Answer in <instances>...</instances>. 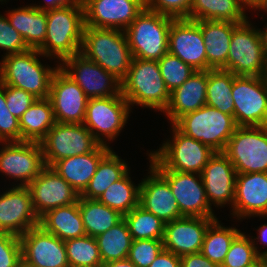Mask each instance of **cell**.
I'll list each match as a JSON object with an SVG mask.
<instances>
[{
    "label": "cell",
    "instance_id": "cell-34",
    "mask_svg": "<svg viewBox=\"0 0 267 267\" xmlns=\"http://www.w3.org/2000/svg\"><path fill=\"white\" fill-rule=\"evenodd\" d=\"M79 210L86 235L97 237L123 219L118 211L111 209L97 199L79 197Z\"/></svg>",
    "mask_w": 267,
    "mask_h": 267
},
{
    "label": "cell",
    "instance_id": "cell-11",
    "mask_svg": "<svg viewBox=\"0 0 267 267\" xmlns=\"http://www.w3.org/2000/svg\"><path fill=\"white\" fill-rule=\"evenodd\" d=\"M46 167L40 143L0 142V176L11 186H28Z\"/></svg>",
    "mask_w": 267,
    "mask_h": 267
},
{
    "label": "cell",
    "instance_id": "cell-35",
    "mask_svg": "<svg viewBox=\"0 0 267 267\" xmlns=\"http://www.w3.org/2000/svg\"><path fill=\"white\" fill-rule=\"evenodd\" d=\"M130 171L112 183L97 199L123 216L139 205L141 180L136 184Z\"/></svg>",
    "mask_w": 267,
    "mask_h": 267
},
{
    "label": "cell",
    "instance_id": "cell-1",
    "mask_svg": "<svg viewBox=\"0 0 267 267\" xmlns=\"http://www.w3.org/2000/svg\"><path fill=\"white\" fill-rule=\"evenodd\" d=\"M46 16V37L38 50L59 64L80 53L85 28L82 0L75 5L47 10Z\"/></svg>",
    "mask_w": 267,
    "mask_h": 267
},
{
    "label": "cell",
    "instance_id": "cell-13",
    "mask_svg": "<svg viewBox=\"0 0 267 267\" xmlns=\"http://www.w3.org/2000/svg\"><path fill=\"white\" fill-rule=\"evenodd\" d=\"M231 93L237 126H267V82L264 76H235Z\"/></svg>",
    "mask_w": 267,
    "mask_h": 267
},
{
    "label": "cell",
    "instance_id": "cell-46",
    "mask_svg": "<svg viewBox=\"0 0 267 267\" xmlns=\"http://www.w3.org/2000/svg\"><path fill=\"white\" fill-rule=\"evenodd\" d=\"M22 248L20 237L0 232V267H20Z\"/></svg>",
    "mask_w": 267,
    "mask_h": 267
},
{
    "label": "cell",
    "instance_id": "cell-32",
    "mask_svg": "<svg viewBox=\"0 0 267 267\" xmlns=\"http://www.w3.org/2000/svg\"><path fill=\"white\" fill-rule=\"evenodd\" d=\"M240 0H192L190 20L229 21L241 24L250 16Z\"/></svg>",
    "mask_w": 267,
    "mask_h": 267
},
{
    "label": "cell",
    "instance_id": "cell-36",
    "mask_svg": "<svg viewBox=\"0 0 267 267\" xmlns=\"http://www.w3.org/2000/svg\"><path fill=\"white\" fill-rule=\"evenodd\" d=\"M219 219H215L207 228L200 252L221 267L231 243L241 230L234 224L225 227V223H221Z\"/></svg>",
    "mask_w": 267,
    "mask_h": 267
},
{
    "label": "cell",
    "instance_id": "cell-54",
    "mask_svg": "<svg viewBox=\"0 0 267 267\" xmlns=\"http://www.w3.org/2000/svg\"><path fill=\"white\" fill-rule=\"evenodd\" d=\"M253 11L254 12L251 13L252 15L253 13H256L257 14L256 16H258V18H261V21L265 22L266 21L265 19H267V0H263ZM259 13H263V14H259Z\"/></svg>",
    "mask_w": 267,
    "mask_h": 267
},
{
    "label": "cell",
    "instance_id": "cell-51",
    "mask_svg": "<svg viewBox=\"0 0 267 267\" xmlns=\"http://www.w3.org/2000/svg\"><path fill=\"white\" fill-rule=\"evenodd\" d=\"M254 229L257 231V232L255 231V233H257V235L252 236V233H250L249 237L251 238V241L254 245V248H255L257 255L260 256L261 254H263L264 252L267 251V223H265V222L261 223L260 226H257ZM264 247H265V249H264Z\"/></svg>",
    "mask_w": 267,
    "mask_h": 267
},
{
    "label": "cell",
    "instance_id": "cell-20",
    "mask_svg": "<svg viewBox=\"0 0 267 267\" xmlns=\"http://www.w3.org/2000/svg\"><path fill=\"white\" fill-rule=\"evenodd\" d=\"M49 99L56 122L83 124L89 98L60 68L52 77Z\"/></svg>",
    "mask_w": 267,
    "mask_h": 267
},
{
    "label": "cell",
    "instance_id": "cell-19",
    "mask_svg": "<svg viewBox=\"0 0 267 267\" xmlns=\"http://www.w3.org/2000/svg\"><path fill=\"white\" fill-rule=\"evenodd\" d=\"M206 197L214 210L226 206L232 210L235 199L237 172L234 165L223 152H215L201 173Z\"/></svg>",
    "mask_w": 267,
    "mask_h": 267
},
{
    "label": "cell",
    "instance_id": "cell-31",
    "mask_svg": "<svg viewBox=\"0 0 267 267\" xmlns=\"http://www.w3.org/2000/svg\"><path fill=\"white\" fill-rule=\"evenodd\" d=\"M55 123L50 99H37L19 119L21 142L40 143Z\"/></svg>",
    "mask_w": 267,
    "mask_h": 267
},
{
    "label": "cell",
    "instance_id": "cell-62",
    "mask_svg": "<svg viewBox=\"0 0 267 267\" xmlns=\"http://www.w3.org/2000/svg\"><path fill=\"white\" fill-rule=\"evenodd\" d=\"M69 267H85V266H69Z\"/></svg>",
    "mask_w": 267,
    "mask_h": 267
},
{
    "label": "cell",
    "instance_id": "cell-45",
    "mask_svg": "<svg viewBox=\"0 0 267 267\" xmlns=\"http://www.w3.org/2000/svg\"><path fill=\"white\" fill-rule=\"evenodd\" d=\"M0 49L4 56L29 50L20 33L9 23L6 14H0Z\"/></svg>",
    "mask_w": 267,
    "mask_h": 267
},
{
    "label": "cell",
    "instance_id": "cell-50",
    "mask_svg": "<svg viewBox=\"0 0 267 267\" xmlns=\"http://www.w3.org/2000/svg\"><path fill=\"white\" fill-rule=\"evenodd\" d=\"M148 267H181L180 256L163 249Z\"/></svg>",
    "mask_w": 267,
    "mask_h": 267
},
{
    "label": "cell",
    "instance_id": "cell-16",
    "mask_svg": "<svg viewBox=\"0 0 267 267\" xmlns=\"http://www.w3.org/2000/svg\"><path fill=\"white\" fill-rule=\"evenodd\" d=\"M5 186V190L1 188L0 191V232L20 237L29 229L39 226V217L33 210L27 186H10L6 183Z\"/></svg>",
    "mask_w": 267,
    "mask_h": 267
},
{
    "label": "cell",
    "instance_id": "cell-33",
    "mask_svg": "<svg viewBox=\"0 0 267 267\" xmlns=\"http://www.w3.org/2000/svg\"><path fill=\"white\" fill-rule=\"evenodd\" d=\"M130 169L128 161L123 160L112 148L100 160L95 174L80 197L98 199L112 183L121 179Z\"/></svg>",
    "mask_w": 267,
    "mask_h": 267
},
{
    "label": "cell",
    "instance_id": "cell-25",
    "mask_svg": "<svg viewBox=\"0 0 267 267\" xmlns=\"http://www.w3.org/2000/svg\"><path fill=\"white\" fill-rule=\"evenodd\" d=\"M218 217H182L165 224L164 250L178 256L199 253L205 232Z\"/></svg>",
    "mask_w": 267,
    "mask_h": 267
},
{
    "label": "cell",
    "instance_id": "cell-53",
    "mask_svg": "<svg viewBox=\"0 0 267 267\" xmlns=\"http://www.w3.org/2000/svg\"><path fill=\"white\" fill-rule=\"evenodd\" d=\"M101 267H137V266L127 258L123 260L103 263Z\"/></svg>",
    "mask_w": 267,
    "mask_h": 267
},
{
    "label": "cell",
    "instance_id": "cell-18",
    "mask_svg": "<svg viewBox=\"0 0 267 267\" xmlns=\"http://www.w3.org/2000/svg\"><path fill=\"white\" fill-rule=\"evenodd\" d=\"M231 221L267 218V173H237ZM237 219V220H236Z\"/></svg>",
    "mask_w": 267,
    "mask_h": 267
},
{
    "label": "cell",
    "instance_id": "cell-27",
    "mask_svg": "<svg viewBox=\"0 0 267 267\" xmlns=\"http://www.w3.org/2000/svg\"><path fill=\"white\" fill-rule=\"evenodd\" d=\"M112 147L100 144L93 152L56 161L51 168L81 195L96 172L100 160Z\"/></svg>",
    "mask_w": 267,
    "mask_h": 267
},
{
    "label": "cell",
    "instance_id": "cell-23",
    "mask_svg": "<svg viewBox=\"0 0 267 267\" xmlns=\"http://www.w3.org/2000/svg\"><path fill=\"white\" fill-rule=\"evenodd\" d=\"M168 52L195 70H207L206 49L198 21L174 19L168 39Z\"/></svg>",
    "mask_w": 267,
    "mask_h": 267
},
{
    "label": "cell",
    "instance_id": "cell-55",
    "mask_svg": "<svg viewBox=\"0 0 267 267\" xmlns=\"http://www.w3.org/2000/svg\"><path fill=\"white\" fill-rule=\"evenodd\" d=\"M263 0H240L248 12H252Z\"/></svg>",
    "mask_w": 267,
    "mask_h": 267
},
{
    "label": "cell",
    "instance_id": "cell-7",
    "mask_svg": "<svg viewBox=\"0 0 267 267\" xmlns=\"http://www.w3.org/2000/svg\"><path fill=\"white\" fill-rule=\"evenodd\" d=\"M174 125L185 135L209 146L215 152L224 151L237 128L232 115L208 105L184 114Z\"/></svg>",
    "mask_w": 267,
    "mask_h": 267
},
{
    "label": "cell",
    "instance_id": "cell-38",
    "mask_svg": "<svg viewBox=\"0 0 267 267\" xmlns=\"http://www.w3.org/2000/svg\"><path fill=\"white\" fill-rule=\"evenodd\" d=\"M95 238L102 263L128 258L133 238L124 218L115 226Z\"/></svg>",
    "mask_w": 267,
    "mask_h": 267
},
{
    "label": "cell",
    "instance_id": "cell-12",
    "mask_svg": "<svg viewBox=\"0 0 267 267\" xmlns=\"http://www.w3.org/2000/svg\"><path fill=\"white\" fill-rule=\"evenodd\" d=\"M40 144L47 167L63 158L93 152L100 145L83 124L59 122L47 132Z\"/></svg>",
    "mask_w": 267,
    "mask_h": 267
},
{
    "label": "cell",
    "instance_id": "cell-61",
    "mask_svg": "<svg viewBox=\"0 0 267 267\" xmlns=\"http://www.w3.org/2000/svg\"><path fill=\"white\" fill-rule=\"evenodd\" d=\"M265 79H266V82H267V68H266V72H265Z\"/></svg>",
    "mask_w": 267,
    "mask_h": 267
},
{
    "label": "cell",
    "instance_id": "cell-60",
    "mask_svg": "<svg viewBox=\"0 0 267 267\" xmlns=\"http://www.w3.org/2000/svg\"><path fill=\"white\" fill-rule=\"evenodd\" d=\"M9 0H0V4L2 3V4H6L7 5V3L6 2H8Z\"/></svg>",
    "mask_w": 267,
    "mask_h": 267
},
{
    "label": "cell",
    "instance_id": "cell-14",
    "mask_svg": "<svg viewBox=\"0 0 267 267\" xmlns=\"http://www.w3.org/2000/svg\"><path fill=\"white\" fill-rule=\"evenodd\" d=\"M59 68L79 85L89 99L121 93V81L81 53L64 59Z\"/></svg>",
    "mask_w": 267,
    "mask_h": 267
},
{
    "label": "cell",
    "instance_id": "cell-21",
    "mask_svg": "<svg viewBox=\"0 0 267 267\" xmlns=\"http://www.w3.org/2000/svg\"><path fill=\"white\" fill-rule=\"evenodd\" d=\"M22 261L36 267H69L65 242L40 225L20 236Z\"/></svg>",
    "mask_w": 267,
    "mask_h": 267
},
{
    "label": "cell",
    "instance_id": "cell-17",
    "mask_svg": "<svg viewBox=\"0 0 267 267\" xmlns=\"http://www.w3.org/2000/svg\"><path fill=\"white\" fill-rule=\"evenodd\" d=\"M85 26L125 31L146 7V0H82Z\"/></svg>",
    "mask_w": 267,
    "mask_h": 267
},
{
    "label": "cell",
    "instance_id": "cell-30",
    "mask_svg": "<svg viewBox=\"0 0 267 267\" xmlns=\"http://www.w3.org/2000/svg\"><path fill=\"white\" fill-rule=\"evenodd\" d=\"M39 225L63 241L86 235L79 210V200L70 205L48 210L39 218Z\"/></svg>",
    "mask_w": 267,
    "mask_h": 267
},
{
    "label": "cell",
    "instance_id": "cell-22",
    "mask_svg": "<svg viewBox=\"0 0 267 267\" xmlns=\"http://www.w3.org/2000/svg\"><path fill=\"white\" fill-rule=\"evenodd\" d=\"M27 187L33 210L39 218L48 210L76 203L80 197L51 167H46Z\"/></svg>",
    "mask_w": 267,
    "mask_h": 267
},
{
    "label": "cell",
    "instance_id": "cell-3",
    "mask_svg": "<svg viewBox=\"0 0 267 267\" xmlns=\"http://www.w3.org/2000/svg\"><path fill=\"white\" fill-rule=\"evenodd\" d=\"M160 144L159 149L147 150L146 156L155 170H173L201 174L210 157L215 153L209 146L182 133L174 124ZM150 151V152H149Z\"/></svg>",
    "mask_w": 267,
    "mask_h": 267
},
{
    "label": "cell",
    "instance_id": "cell-59",
    "mask_svg": "<svg viewBox=\"0 0 267 267\" xmlns=\"http://www.w3.org/2000/svg\"><path fill=\"white\" fill-rule=\"evenodd\" d=\"M20 267H36V266H32V265L25 264V263L22 261Z\"/></svg>",
    "mask_w": 267,
    "mask_h": 267
},
{
    "label": "cell",
    "instance_id": "cell-5",
    "mask_svg": "<svg viewBox=\"0 0 267 267\" xmlns=\"http://www.w3.org/2000/svg\"><path fill=\"white\" fill-rule=\"evenodd\" d=\"M81 54L94 61L121 82L133 59L124 31L85 26Z\"/></svg>",
    "mask_w": 267,
    "mask_h": 267
},
{
    "label": "cell",
    "instance_id": "cell-58",
    "mask_svg": "<svg viewBox=\"0 0 267 267\" xmlns=\"http://www.w3.org/2000/svg\"><path fill=\"white\" fill-rule=\"evenodd\" d=\"M249 267H263V265H262L261 261L258 260L256 263H254L253 265H251Z\"/></svg>",
    "mask_w": 267,
    "mask_h": 267
},
{
    "label": "cell",
    "instance_id": "cell-4",
    "mask_svg": "<svg viewBox=\"0 0 267 267\" xmlns=\"http://www.w3.org/2000/svg\"><path fill=\"white\" fill-rule=\"evenodd\" d=\"M121 93L132 110L134 106H140L163 113L170 101V92L157 60L133 58L128 74L121 82Z\"/></svg>",
    "mask_w": 267,
    "mask_h": 267
},
{
    "label": "cell",
    "instance_id": "cell-47",
    "mask_svg": "<svg viewBox=\"0 0 267 267\" xmlns=\"http://www.w3.org/2000/svg\"><path fill=\"white\" fill-rule=\"evenodd\" d=\"M192 0H146V7L173 19H190Z\"/></svg>",
    "mask_w": 267,
    "mask_h": 267
},
{
    "label": "cell",
    "instance_id": "cell-43",
    "mask_svg": "<svg viewBox=\"0 0 267 267\" xmlns=\"http://www.w3.org/2000/svg\"><path fill=\"white\" fill-rule=\"evenodd\" d=\"M164 249L163 241L156 239L133 240L128 259L137 267H148Z\"/></svg>",
    "mask_w": 267,
    "mask_h": 267
},
{
    "label": "cell",
    "instance_id": "cell-15",
    "mask_svg": "<svg viewBox=\"0 0 267 267\" xmlns=\"http://www.w3.org/2000/svg\"><path fill=\"white\" fill-rule=\"evenodd\" d=\"M156 171L169 183L182 217H217L207 200L201 174Z\"/></svg>",
    "mask_w": 267,
    "mask_h": 267
},
{
    "label": "cell",
    "instance_id": "cell-8",
    "mask_svg": "<svg viewBox=\"0 0 267 267\" xmlns=\"http://www.w3.org/2000/svg\"><path fill=\"white\" fill-rule=\"evenodd\" d=\"M133 112L122 93L108 98H90L83 125L100 144L112 147L111 143L124 131Z\"/></svg>",
    "mask_w": 267,
    "mask_h": 267
},
{
    "label": "cell",
    "instance_id": "cell-10",
    "mask_svg": "<svg viewBox=\"0 0 267 267\" xmlns=\"http://www.w3.org/2000/svg\"><path fill=\"white\" fill-rule=\"evenodd\" d=\"M223 153L237 173H267V126H237Z\"/></svg>",
    "mask_w": 267,
    "mask_h": 267
},
{
    "label": "cell",
    "instance_id": "cell-37",
    "mask_svg": "<svg viewBox=\"0 0 267 267\" xmlns=\"http://www.w3.org/2000/svg\"><path fill=\"white\" fill-rule=\"evenodd\" d=\"M235 75L224 69L208 70L206 105L234 117L232 87Z\"/></svg>",
    "mask_w": 267,
    "mask_h": 267
},
{
    "label": "cell",
    "instance_id": "cell-6",
    "mask_svg": "<svg viewBox=\"0 0 267 267\" xmlns=\"http://www.w3.org/2000/svg\"><path fill=\"white\" fill-rule=\"evenodd\" d=\"M174 19L147 7L124 31L133 58L160 60L168 52V39Z\"/></svg>",
    "mask_w": 267,
    "mask_h": 267
},
{
    "label": "cell",
    "instance_id": "cell-57",
    "mask_svg": "<svg viewBox=\"0 0 267 267\" xmlns=\"http://www.w3.org/2000/svg\"><path fill=\"white\" fill-rule=\"evenodd\" d=\"M259 260L261 261L263 267H267V251L259 256Z\"/></svg>",
    "mask_w": 267,
    "mask_h": 267
},
{
    "label": "cell",
    "instance_id": "cell-44",
    "mask_svg": "<svg viewBox=\"0 0 267 267\" xmlns=\"http://www.w3.org/2000/svg\"><path fill=\"white\" fill-rule=\"evenodd\" d=\"M0 142H21L19 120L7 107L5 84H0Z\"/></svg>",
    "mask_w": 267,
    "mask_h": 267
},
{
    "label": "cell",
    "instance_id": "cell-28",
    "mask_svg": "<svg viewBox=\"0 0 267 267\" xmlns=\"http://www.w3.org/2000/svg\"><path fill=\"white\" fill-rule=\"evenodd\" d=\"M238 24L229 21L199 20L207 59V70H227V56L233 29Z\"/></svg>",
    "mask_w": 267,
    "mask_h": 267
},
{
    "label": "cell",
    "instance_id": "cell-2",
    "mask_svg": "<svg viewBox=\"0 0 267 267\" xmlns=\"http://www.w3.org/2000/svg\"><path fill=\"white\" fill-rule=\"evenodd\" d=\"M1 57L0 84L23 89L37 99L49 98L51 80L59 68L58 62L54 63L55 67L42 63L45 58H51L45 57L38 49Z\"/></svg>",
    "mask_w": 267,
    "mask_h": 267
},
{
    "label": "cell",
    "instance_id": "cell-41",
    "mask_svg": "<svg viewBox=\"0 0 267 267\" xmlns=\"http://www.w3.org/2000/svg\"><path fill=\"white\" fill-rule=\"evenodd\" d=\"M158 63L161 76L170 93L181 86L196 71L192 66L169 52L158 60Z\"/></svg>",
    "mask_w": 267,
    "mask_h": 267
},
{
    "label": "cell",
    "instance_id": "cell-40",
    "mask_svg": "<svg viewBox=\"0 0 267 267\" xmlns=\"http://www.w3.org/2000/svg\"><path fill=\"white\" fill-rule=\"evenodd\" d=\"M64 242L69 266L101 267L103 264L96 238L85 235Z\"/></svg>",
    "mask_w": 267,
    "mask_h": 267
},
{
    "label": "cell",
    "instance_id": "cell-29",
    "mask_svg": "<svg viewBox=\"0 0 267 267\" xmlns=\"http://www.w3.org/2000/svg\"><path fill=\"white\" fill-rule=\"evenodd\" d=\"M9 23L20 33L29 49H39L47 32L46 11L31 5H20L5 11Z\"/></svg>",
    "mask_w": 267,
    "mask_h": 267
},
{
    "label": "cell",
    "instance_id": "cell-26",
    "mask_svg": "<svg viewBox=\"0 0 267 267\" xmlns=\"http://www.w3.org/2000/svg\"><path fill=\"white\" fill-rule=\"evenodd\" d=\"M208 70H196L189 79L170 93V101L163 112L169 124L206 105Z\"/></svg>",
    "mask_w": 267,
    "mask_h": 267
},
{
    "label": "cell",
    "instance_id": "cell-42",
    "mask_svg": "<svg viewBox=\"0 0 267 267\" xmlns=\"http://www.w3.org/2000/svg\"><path fill=\"white\" fill-rule=\"evenodd\" d=\"M247 232L241 231L231 243L221 267H249L259 260Z\"/></svg>",
    "mask_w": 267,
    "mask_h": 267
},
{
    "label": "cell",
    "instance_id": "cell-39",
    "mask_svg": "<svg viewBox=\"0 0 267 267\" xmlns=\"http://www.w3.org/2000/svg\"><path fill=\"white\" fill-rule=\"evenodd\" d=\"M133 240H163L165 222L138 205L123 216Z\"/></svg>",
    "mask_w": 267,
    "mask_h": 267
},
{
    "label": "cell",
    "instance_id": "cell-9",
    "mask_svg": "<svg viewBox=\"0 0 267 267\" xmlns=\"http://www.w3.org/2000/svg\"><path fill=\"white\" fill-rule=\"evenodd\" d=\"M254 24L248 19L233 29L227 71L235 76H265L267 58L259 29Z\"/></svg>",
    "mask_w": 267,
    "mask_h": 267
},
{
    "label": "cell",
    "instance_id": "cell-52",
    "mask_svg": "<svg viewBox=\"0 0 267 267\" xmlns=\"http://www.w3.org/2000/svg\"><path fill=\"white\" fill-rule=\"evenodd\" d=\"M80 0H43L38 3H32L31 5L39 10L47 11L51 9H58L65 6L75 5ZM42 2V4L40 3Z\"/></svg>",
    "mask_w": 267,
    "mask_h": 267
},
{
    "label": "cell",
    "instance_id": "cell-49",
    "mask_svg": "<svg viewBox=\"0 0 267 267\" xmlns=\"http://www.w3.org/2000/svg\"><path fill=\"white\" fill-rule=\"evenodd\" d=\"M180 260L181 267H220L212 263L201 252L183 255Z\"/></svg>",
    "mask_w": 267,
    "mask_h": 267
},
{
    "label": "cell",
    "instance_id": "cell-56",
    "mask_svg": "<svg viewBox=\"0 0 267 267\" xmlns=\"http://www.w3.org/2000/svg\"><path fill=\"white\" fill-rule=\"evenodd\" d=\"M264 27L261 29L258 27L259 29V32H260V37H261V40H262V45L264 47V52H265V55H266V58H267V22L264 23Z\"/></svg>",
    "mask_w": 267,
    "mask_h": 267
},
{
    "label": "cell",
    "instance_id": "cell-24",
    "mask_svg": "<svg viewBox=\"0 0 267 267\" xmlns=\"http://www.w3.org/2000/svg\"><path fill=\"white\" fill-rule=\"evenodd\" d=\"M147 168L145 171L148 172L140 181L139 205L165 223L182 218L169 183L150 165V162Z\"/></svg>",
    "mask_w": 267,
    "mask_h": 267
},
{
    "label": "cell",
    "instance_id": "cell-48",
    "mask_svg": "<svg viewBox=\"0 0 267 267\" xmlns=\"http://www.w3.org/2000/svg\"><path fill=\"white\" fill-rule=\"evenodd\" d=\"M5 97L9 112L18 120L23 113L37 100L31 93L23 89L5 85Z\"/></svg>",
    "mask_w": 267,
    "mask_h": 267
}]
</instances>
